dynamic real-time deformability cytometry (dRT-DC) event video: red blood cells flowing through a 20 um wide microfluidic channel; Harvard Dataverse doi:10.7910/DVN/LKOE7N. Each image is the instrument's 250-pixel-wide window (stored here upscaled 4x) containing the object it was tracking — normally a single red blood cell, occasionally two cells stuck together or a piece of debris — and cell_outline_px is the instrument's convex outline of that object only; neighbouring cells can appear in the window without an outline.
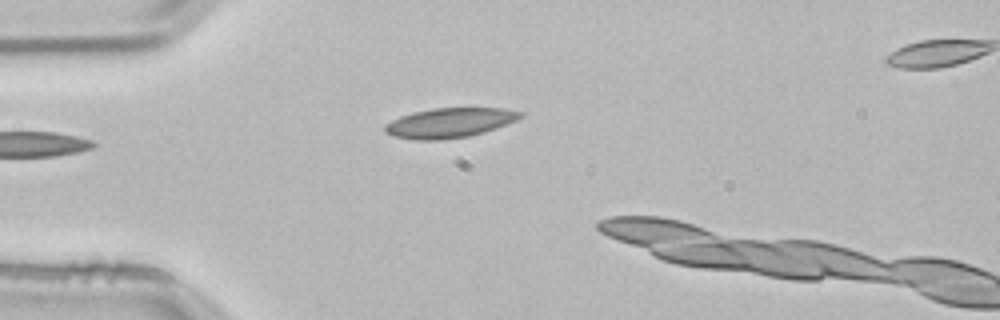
{"species": "common noctule bat (a hibernating species)", "species_latin": "Nyctalus noctula", "temperature_condition": "room temperature", "stored_images_in_passage": 4, "camera_frame_rate_fps": 3000, "um_per_image_px": 0.085, "animal": {"sex": "male", "body_mass_g": 21.5, "forearm_length_mm": 52.0}, "frame": {"image": 1, "passage_image": 3, "time_ms": 0.667, "image_size_px": [1000, 320], "cell_outline_px": [[524, 116], [516, 120], [484, 132], [468, 136], [440, 140], [416, 140], [392, 136], [384, 132], [384, 124], [400, 116], [412, 112], [432, 108], [504, 108], [524, 112]], "centroid_in_image_um": [38.19, 10.43], "position_along_channel_um": 46.8, "area_um2": 23.58}}